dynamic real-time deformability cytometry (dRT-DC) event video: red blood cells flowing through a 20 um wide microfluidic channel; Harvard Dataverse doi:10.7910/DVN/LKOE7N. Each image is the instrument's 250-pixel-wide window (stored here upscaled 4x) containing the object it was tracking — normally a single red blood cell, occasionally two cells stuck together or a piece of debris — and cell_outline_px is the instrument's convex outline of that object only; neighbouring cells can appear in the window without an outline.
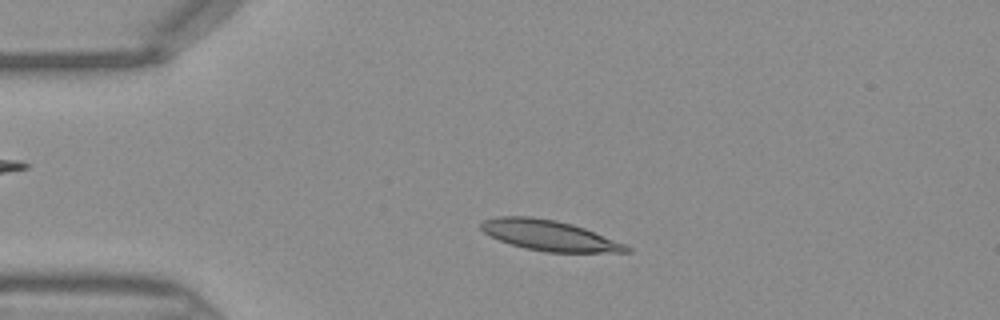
{"species": "Egyptian fruit bat (a non-hibernating species)", "species_latin": "Rousettus aegyptiacus", "temperature_condition": "warm", "stored_images_in_passage": 42, "camera_frame_rate_fps": 3000, "um_per_image_px": 0.085, "frame": {"image": 1, "passage_image": 7, "time_ms": 2.0, "image_size_px": [1000, 320], "cell_outline_px": [[632, 252], [544, 252], [524, 248], [500, 240], [484, 232], [480, 228], [480, 224], [484, 220], [500, 216], [532, 216], [556, 220], [572, 224], [584, 228], [624, 244], [632, 248]], "centroid_in_image_um": [46.68, 20.01], "position_along_channel_um": 38.3, "area_um2": 25.55}}
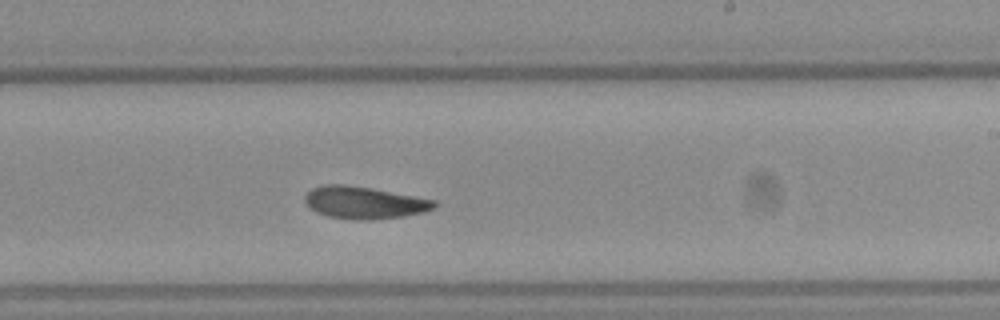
{"frame": {"image": 2, "passage_image": 24, "time_ms": 7.667, "image_size_px": [1000, 320], "cell_outline_px": [[436, 204], [432, 208], [424, 212], [404, 216], [372, 220], [352, 220], [328, 216], [316, 212], [304, 200], [304, 196], [312, 188], [324, 184], [344, 184], [372, 188], [436, 200]], "centroid_in_image_um": [30.95, 17.22], "position_along_channel_um": 258.1, "area_um2": 24.28}}
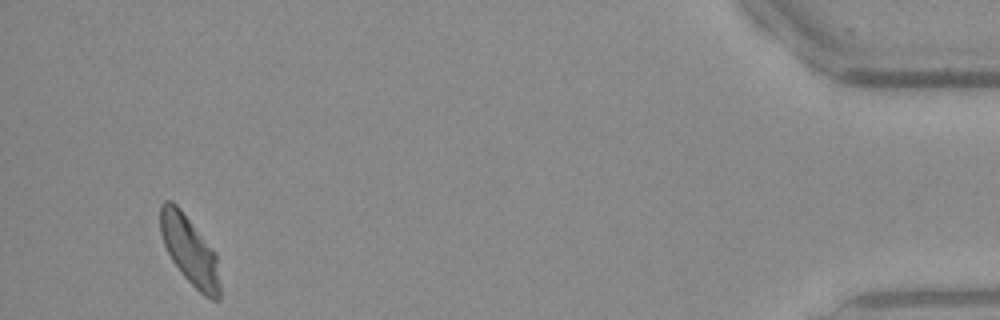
{"frame": {"image": 3, "passage_image": 40, "time_ms": 13.0, "image_size_px": [1000, 320], "cell_outline_px": [[220, 300], [212, 300], [204, 296], [180, 272], [172, 260], [164, 244], [160, 232], [160, 204], [164, 200], [172, 200], [180, 208], [216, 252], [220, 284]], "centroid_in_image_um": [16.13, 21.28], "position_along_channel_um": 419.1, "area_um2": 23.87}}